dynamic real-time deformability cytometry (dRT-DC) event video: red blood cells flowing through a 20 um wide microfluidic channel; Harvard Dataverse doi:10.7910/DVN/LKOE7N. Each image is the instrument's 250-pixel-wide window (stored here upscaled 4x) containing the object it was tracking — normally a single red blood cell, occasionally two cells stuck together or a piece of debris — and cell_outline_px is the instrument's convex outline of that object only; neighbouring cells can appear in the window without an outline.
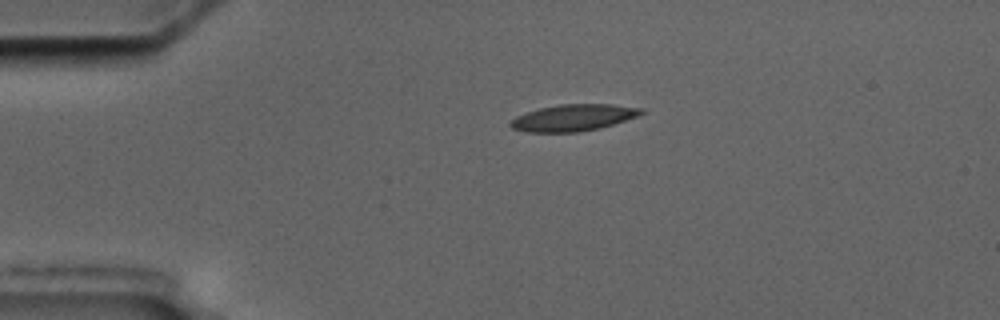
{"species": "common noctule bat (a hibernating species)", "species_latin": "Nyctalus noctula", "temperature_condition": "cold", "stored_images_in_passage": 2, "camera_frame_rate_fps": 3000, "um_per_image_px": 0.085, "animal": {"sex": "male", "body_mass_g": 17.5, "forearm_length_mm": 52.3}, "frame": {"image": 1, "passage_image": 1, "time_ms": 0.0, "image_size_px": [1000, 320], "cell_outline_px": [[644, 112], [636, 116], [600, 128], [580, 132], [528, 132], [512, 128], [508, 124], [516, 116], [540, 108], [560, 104], [612, 104], [644, 108]], "centroid_in_image_um": [48.73, 10.0], "position_along_channel_um": 36.3, "area_um2": 20.11}}